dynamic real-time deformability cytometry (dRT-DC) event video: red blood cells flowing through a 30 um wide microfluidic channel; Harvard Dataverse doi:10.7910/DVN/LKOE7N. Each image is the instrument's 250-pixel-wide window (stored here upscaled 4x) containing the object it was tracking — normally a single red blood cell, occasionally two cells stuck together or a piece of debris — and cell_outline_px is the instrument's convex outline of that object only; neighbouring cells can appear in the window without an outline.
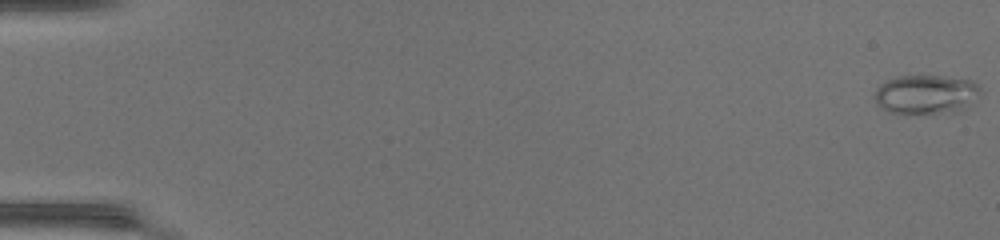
{"species": "common noctule bat (a hibernating species)", "species_latin": "Nyctalus noctula", "temperature_condition": "warm", "stored_images_in_passage": 50, "camera_frame_rate_fps": 3000, "um_per_image_px": 0.085, "animal": {"sex": "female", "body_mass_g": 17.0, "forearm_length_mm": 48.0}, "frame": {"image": 1, "passage_image": 1, "time_ms": 0.0, "image_size_px": [1000, 240], "cell_outline_px": [[980, 92], [976, 104], [960, 112], [888, 112], [880, 108], [876, 104], [872, 96], [876, 88], [884, 80], [896, 76], [944, 76], [972, 80], [980, 88]], "centroid_in_image_um": [78.72, 8.01], "position_along_channel_um": 6.3, "area_um2": 24.62}}
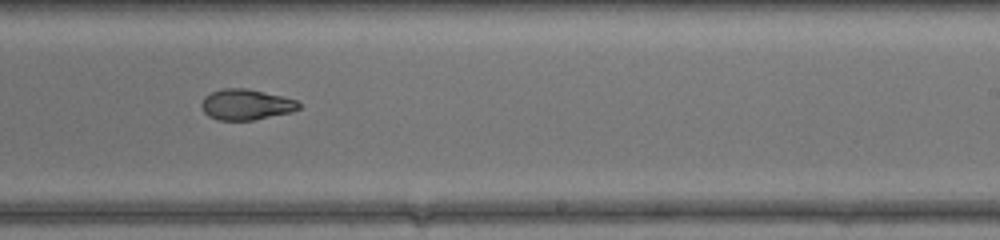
{"frame": {"image": 2, "passage_image": 32, "time_ms": 10.333, "image_size_px": [1000, 240], "cell_outline_px": [[300, 108], [292, 112], [252, 120], [216, 120], [208, 116], [204, 112], [200, 104], [204, 96], [212, 92], [224, 88], [244, 88], [264, 92], [296, 100], [300, 104]], "centroid_in_image_um": [20.88, 8.89], "position_along_channel_um": 268.1, "area_um2": 17.34}}
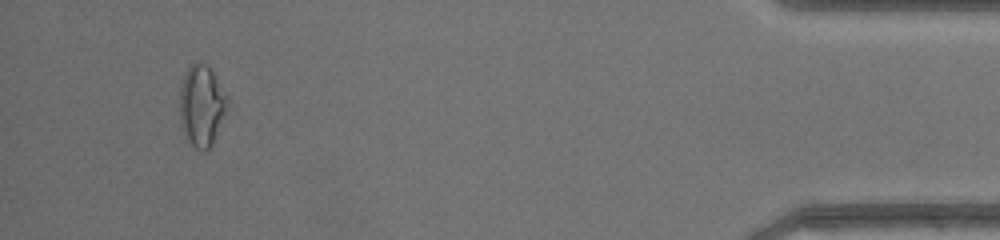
{"frame": {"image": 3, "passage_image": 47, "time_ms": 15.333, "image_size_px": [1000, 240], "cell_outline_px": [[228, 100], [224, 116], [208, 148], [204, 152], [196, 148], [184, 136], [180, 124], [180, 84], [184, 72], [196, 60], [200, 60], [208, 64], [212, 68]], "centroid_in_image_um": [17.1, 8.9], "position_along_channel_um": 418.1, "area_um2": 22.54}, "authors_computed_cell_mechanics": {"area_um2": 20.4034, "velocity_mm_per_s": 4.3428, "shape_relaxation_time_tau1_ms": null, "shape_relaxation_time_tau2_ms": 3.165, "deformation_change_tau1": null, "deformation_change_tau2": 0.0649}}